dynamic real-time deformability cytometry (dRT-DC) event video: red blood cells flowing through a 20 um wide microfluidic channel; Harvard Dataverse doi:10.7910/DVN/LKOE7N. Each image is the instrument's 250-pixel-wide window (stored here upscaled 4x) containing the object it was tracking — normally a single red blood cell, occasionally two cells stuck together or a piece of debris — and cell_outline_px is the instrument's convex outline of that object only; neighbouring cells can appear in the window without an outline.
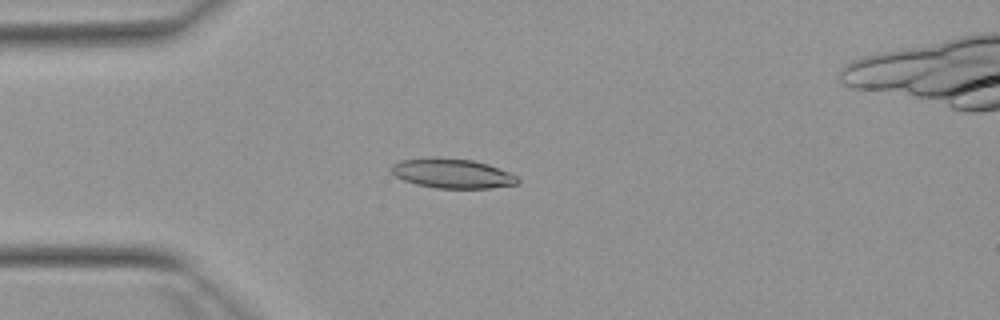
{"species": "Egyptian fruit bat (a non-hibernating species)", "species_latin": "Rousettus aegyptiacus", "temperature_condition": "warm", "stored_images_in_passage": 50, "camera_frame_rate_fps": 3000, "um_per_image_px": 0.085, "animal": {"sex": "female"}, "frame": {"image": 1, "passage_image": 11, "time_ms": 3.333, "image_size_px": [1000, 320], "cell_outline_px": [[520, 180], [516, 184], [488, 188], [436, 188], [416, 184], [404, 180], [396, 176], [388, 168], [392, 164], [400, 160], [432, 156], [472, 160], [488, 164], [508, 172], [516, 176]], "centroid_in_image_um": [38.38, 14.72], "position_along_channel_um": 46.6, "area_um2": 21.85}}
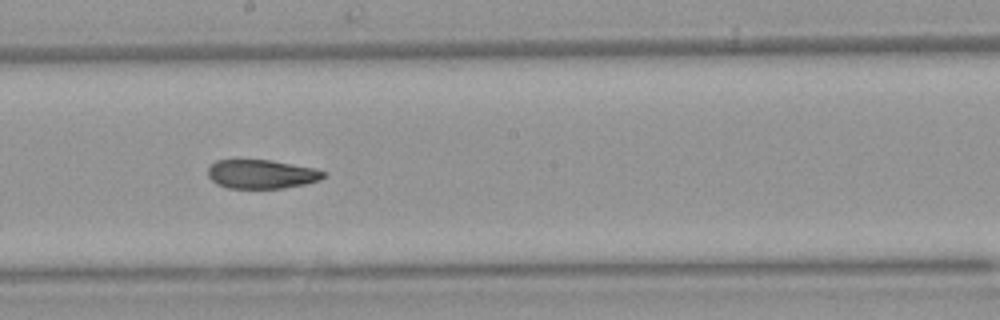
{"frame": {"image": 2, "passage_image": 26, "time_ms": 8.333, "image_size_px": [1000, 320], "cell_outline_px": [[324, 176], [320, 180], [304, 184], [284, 188], [228, 188], [216, 184], [208, 176], [208, 168], [216, 160], [272, 160], [316, 168], [324, 172]], "centroid_in_image_um": [22.23, 14.8], "position_along_channel_um": 226.0, "area_um2": 19.48}}
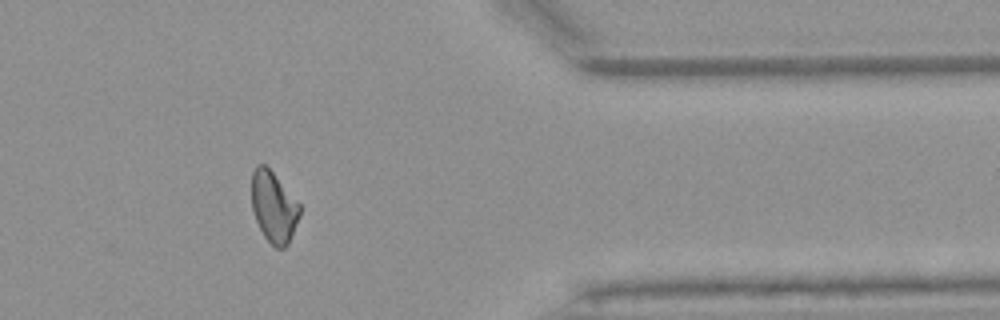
{"frame": {"image": 3, "passage_image": 40, "time_ms": 13.0, "image_size_px": [1000, 320], "cell_outline_px": [[300, 216], [288, 244], [284, 248], [276, 248], [264, 236], [256, 220], [252, 208], [252, 172], [256, 164], [264, 164], [272, 172], [300, 204]], "centroid_in_image_um": [23.26, 17.59], "position_along_channel_um": 388.1, "area_um2": 19.65}, "authors_computed_cell_mechanics": {"area_um2": 20.808, "velocity_mm_per_s": 3.9097, "shape_relaxation_time_tau1_ms": null, "shape_relaxation_time_tau2_ms": 3.1739, "deformation_change_tau1": null, "deformation_change_tau2": 0.094}}